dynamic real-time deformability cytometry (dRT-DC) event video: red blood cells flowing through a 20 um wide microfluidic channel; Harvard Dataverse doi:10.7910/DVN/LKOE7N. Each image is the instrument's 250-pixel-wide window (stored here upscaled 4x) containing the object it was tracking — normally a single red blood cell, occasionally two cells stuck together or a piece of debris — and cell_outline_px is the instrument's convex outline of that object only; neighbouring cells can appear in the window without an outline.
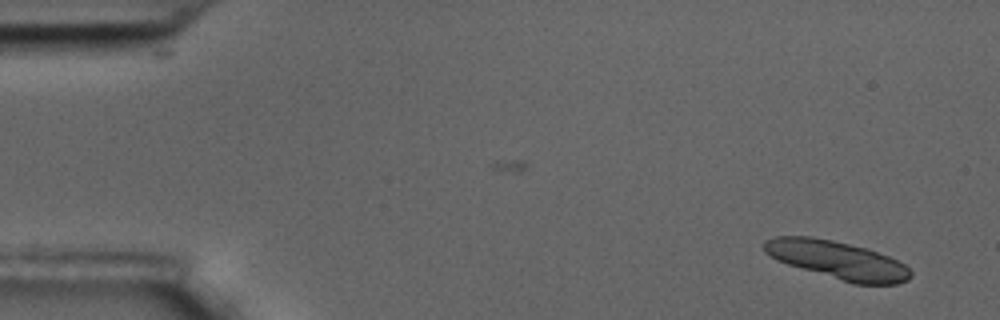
{"species": "common noctule bat (a hibernating species)", "species_latin": "Nyctalus noctula", "temperature_condition": "room temperature", "stored_images_in_passage": 5, "camera_frame_rate_fps": 3000, "um_per_image_px": 0.085, "animal": {"sex": "male", "body_mass_g": 17.5, "forearm_length_mm": 52.3}, "frame": {"image": 1, "passage_image": 1, "time_ms": 0.0, "image_size_px": [1000, 320], "cell_outline_px": [[912, 276], [908, 280], [896, 284], [852, 284], [788, 264], [776, 260], [764, 252], [764, 240], [776, 236], [812, 236], [832, 240], [868, 248], [888, 256], [904, 264], [912, 272]], "centroid_in_image_um": [71.18, 22.1], "position_along_channel_um": 13.8, "area_um2": 32.54}}